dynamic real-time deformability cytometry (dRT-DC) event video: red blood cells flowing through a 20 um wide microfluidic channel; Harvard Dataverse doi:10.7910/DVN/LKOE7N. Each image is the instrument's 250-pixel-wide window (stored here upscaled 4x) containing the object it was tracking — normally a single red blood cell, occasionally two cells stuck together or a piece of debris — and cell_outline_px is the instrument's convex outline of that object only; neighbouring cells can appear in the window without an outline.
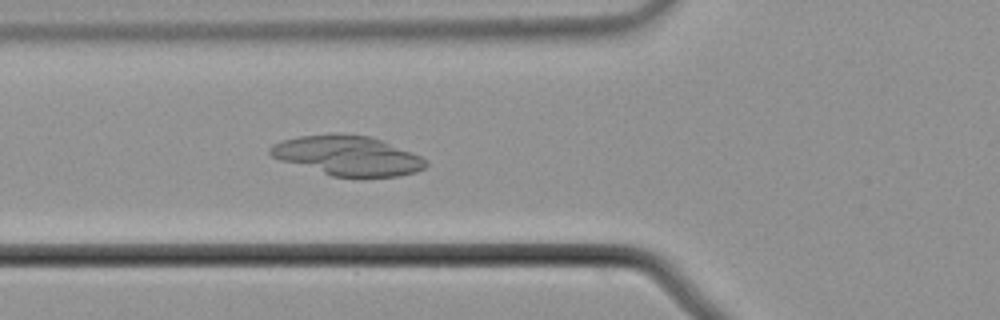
{"species": "common noctule bat (a hibernating species)", "species_latin": "Nyctalus noctula", "temperature_condition": "cold", "stored_images_in_passage": 50, "camera_frame_rate_fps": 3000, "um_per_image_px": 0.085, "animal": {"sex": "male", "body_mass_g": 21.5, "forearm_length_mm": 52.0}, "frame": {"image": 1, "passage_image": 15, "time_ms": 4.667, "image_size_px": [1000, 320], "cell_outline_px": [[428, 164], [424, 168], [416, 172], [400, 176], [360, 180], [332, 176], [280, 160], [272, 156], [268, 152], [268, 148], [272, 144], [280, 140], [300, 136], [332, 132], [340, 132], [368, 136], [380, 140], [412, 152], [428, 160]], "centroid_in_image_um": [29.56, 13.25], "position_along_channel_um": 96.2, "area_um2": 37.05}}
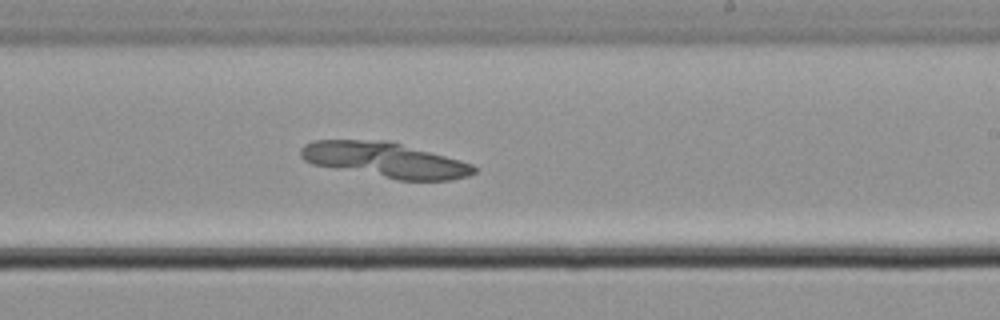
{"frame": {"image": 2, "passage_image": 28, "time_ms": 9.0, "image_size_px": [1000, 320], "cell_outline_px": [[476, 172], [468, 176], [452, 180], [396, 180], [312, 164], [304, 160], [300, 156], [300, 148], [304, 144], [312, 140], [388, 140], [460, 160], [472, 164], [476, 168]], "centroid_in_image_um": [32.71, 13.6], "position_along_channel_um": 256.3, "area_um2": 35.6}}
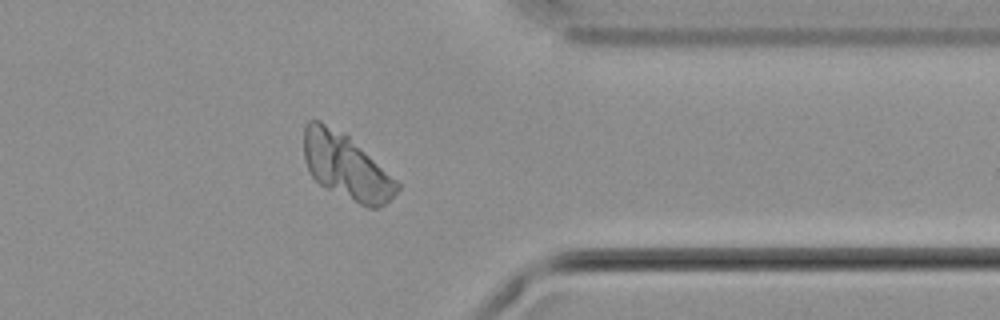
{"frame": {"image": 3, "passage_image": 39, "time_ms": 12.667, "image_size_px": [1000, 320], "cell_outline_px": [[400, 188], [384, 204], [376, 208], [368, 208], [320, 184], [312, 176], [304, 160], [304, 128], [308, 120], [320, 120], [344, 132], [396, 180], [400, 184]], "centroid_in_image_um": [29.4, 14.12], "position_along_channel_um": 382.0, "area_um2": 34.97}}